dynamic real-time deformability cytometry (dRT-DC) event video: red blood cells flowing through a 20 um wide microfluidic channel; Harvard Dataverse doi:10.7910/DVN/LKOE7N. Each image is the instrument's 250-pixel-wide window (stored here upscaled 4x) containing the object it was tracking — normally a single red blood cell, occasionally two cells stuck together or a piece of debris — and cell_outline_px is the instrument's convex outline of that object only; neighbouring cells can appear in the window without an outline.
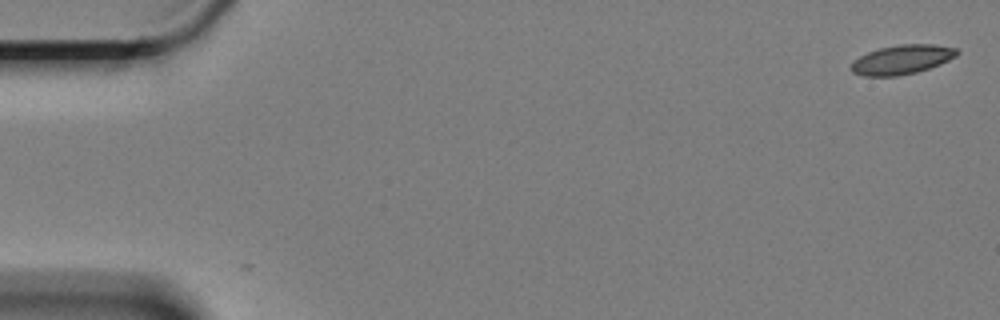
{"species": "Egyptian fruit bat (a non-hibernating species)", "species_latin": "Rousettus aegyptiacus", "temperature_condition": "cold", "stored_images_in_passage": 2, "camera_frame_rate_fps": 3000, "um_per_image_px": 0.085, "animal": {"sex": "female"}, "frame": {"image": 1, "passage_image": 2, "time_ms": 0.333, "image_size_px": [1000, 320], "cell_outline_px": [[960, 52], [956, 56], [940, 64], [916, 72], [896, 76], [864, 76], [852, 72], [848, 68], [852, 60], [868, 52], [880, 48], [900, 44], [932, 44], [956, 48]], "centroid_in_image_um": [76.62, 5.06], "position_along_channel_um": 8.4, "area_um2": 18.09}}